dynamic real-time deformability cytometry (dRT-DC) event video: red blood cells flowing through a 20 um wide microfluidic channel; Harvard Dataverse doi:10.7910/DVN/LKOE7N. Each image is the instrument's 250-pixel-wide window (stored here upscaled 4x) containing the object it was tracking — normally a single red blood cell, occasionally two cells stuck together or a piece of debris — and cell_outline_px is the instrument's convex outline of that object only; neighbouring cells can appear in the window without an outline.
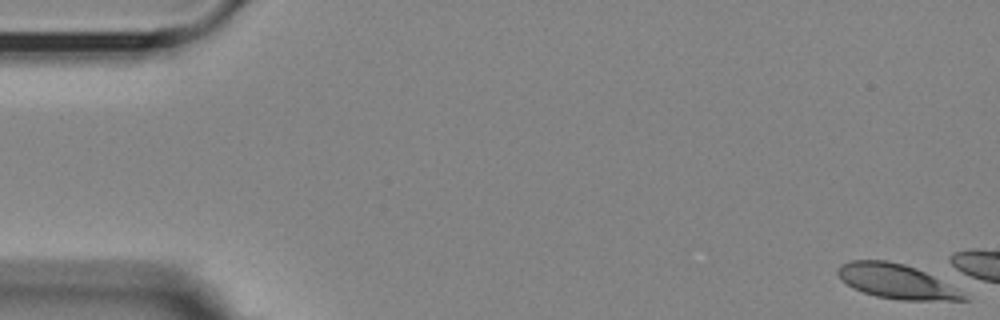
{"species": "Egyptian fruit bat (a non-hibernating species)", "species_latin": "Rousettus aegyptiacus", "temperature_condition": "room temperature", "stored_images_in_passage": 2, "camera_frame_rate_fps": 3000, "um_per_image_px": 0.085, "animal": {"sex": "female"}, "frame": {"image": 1, "passage_image": 1, "time_ms": 0.0, "image_size_px": [1000, 320], "cell_outline_px": [[968, 300], [900, 300], [876, 296], [852, 288], [840, 280], [836, 272], [836, 268], [840, 264], [852, 260], [888, 260], [904, 264], [916, 268], [964, 292]], "centroid_in_image_um": [76.13, 23.91], "position_along_channel_um": 8.9, "area_um2": 25.26}}